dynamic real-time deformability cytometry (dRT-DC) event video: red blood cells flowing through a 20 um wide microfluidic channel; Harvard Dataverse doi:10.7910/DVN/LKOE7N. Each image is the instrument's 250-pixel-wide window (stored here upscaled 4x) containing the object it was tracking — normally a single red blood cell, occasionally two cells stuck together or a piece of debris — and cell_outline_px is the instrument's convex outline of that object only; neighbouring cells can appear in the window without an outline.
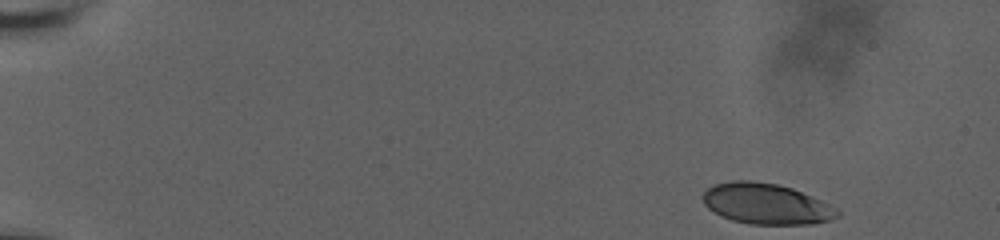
{"species": "human", "species_latin": "Homo sapiens", "temperature_condition": "room temperature", "stored_images_in_passage": 7, "camera_frame_rate_fps": 3000, "um_per_image_px": 0.085, "donor": {"sex": "male"}, "frame": {"image": 1, "passage_image": 1, "time_ms": 0.0, "image_size_px": [1000, 240], "cell_outline_px": [[840, 216], [832, 220], [812, 224], [752, 224], [732, 220], [708, 208], [704, 204], [700, 196], [712, 184], [732, 180], [748, 180], [776, 184], [792, 188], [812, 196], [836, 208], [840, 212]], "centroid_in_image_um": [65.12, 17.32], "position_along_channel_um": 19.9, "area_um2": 31.96}}
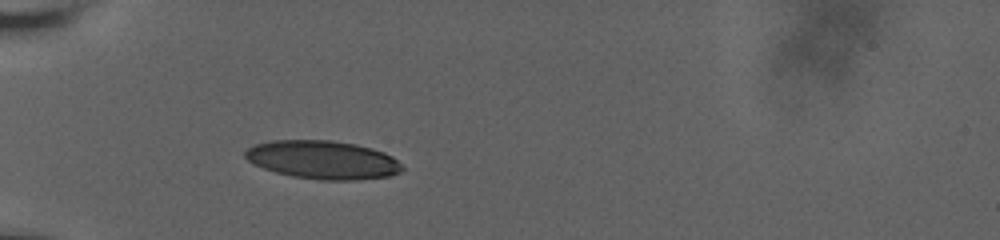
{"frame": {"image": 2, "passage_image": 7, "time_ms": 4.667, "image_size_px": [1000, 240], "cell_outline_px": [[404, 168], [400, 172], [388, 176], [356, 180], [320, 180], [292, 176], [276, 172], [252, 164], [244, 156], [244, 152], [248, 148], [256, 144], [272, 140], [332, 140], [356, 144], [372, 148], [384, 152], [392, 156]], "centroid_in_image_um": [27.43, 13.58], "position_along_channel_um": 57.6, "area_um2": 35.14}}